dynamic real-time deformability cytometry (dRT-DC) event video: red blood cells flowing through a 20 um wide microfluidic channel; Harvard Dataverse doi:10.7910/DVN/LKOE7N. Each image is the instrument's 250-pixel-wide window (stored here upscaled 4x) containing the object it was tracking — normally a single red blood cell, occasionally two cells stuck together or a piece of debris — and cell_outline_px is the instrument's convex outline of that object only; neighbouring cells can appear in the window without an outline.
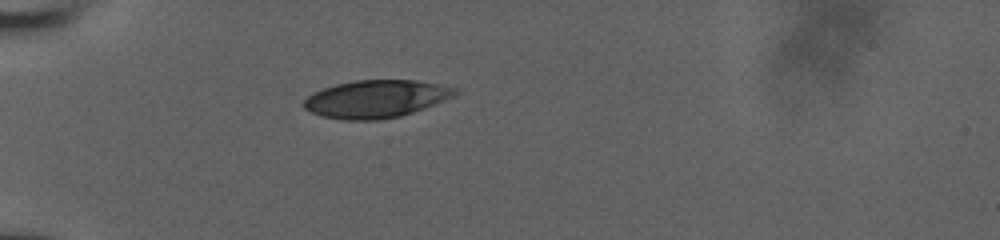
{"species": "human", "species_latin": "Homo sapiens", "temperature_condition": "room temperature", "stored_images_in_passage": 46, "camera_frame_rate_fps": 3000, "um_per_image_px": 0.085, "donor": {"sex": "male"}, "frame": {"image": 1, "passage_image": 1, "time_ms": 0.0, "image_size_px": [1000, 240], "cell_outline_px": [[460, 92], [444, 100], [424, 108], [400, 116], [376, 120], [344, 120], [320, 116], [304, 108], [304, 100], [312, 92], [336, 84], [356, 80], [416, 80], [460, 88]], "centroid_in_image_um": [31.96, 8.4], "position_along_channel_um": 53.0, "area_um2": 33.12}}
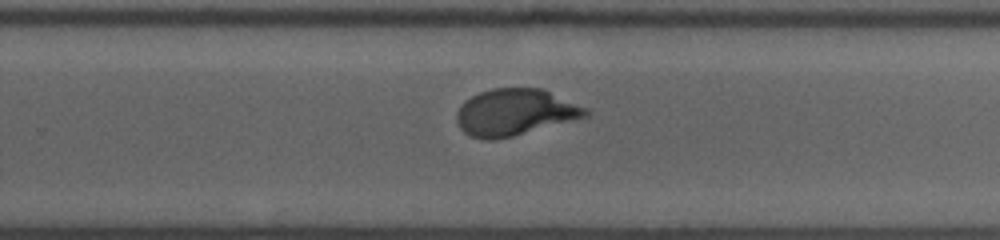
{"frame": {"image": 2, "passage_image": 23, "time_ms": 6.667, "image_size_px": [1000, 240], "cell_outline_px": [[592, 112], [588, 116], [512, 136], [492, 140], [488, 140], [472, 136], [464, 132], [460, 128], [456, 120], [456, 112], [460, 104], [472, 96], [480, 92], [492, 88], [540, 88], [588, 108]], "centroid_in_image_um": [43.76, 9.54], "position_along_channel_um": 286.0, "area_um2": 34.8}}
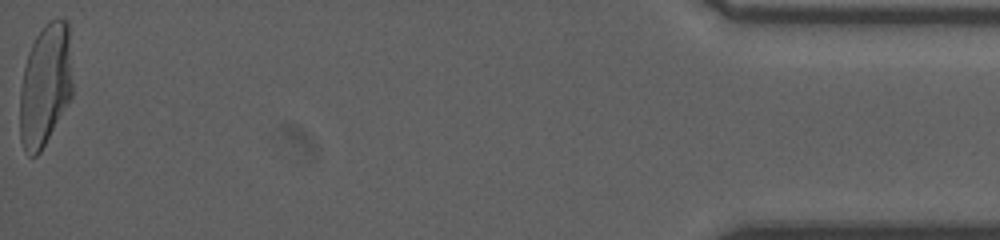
{"frame": {"image": 3, "passage_image": 46, "time_ms": 12.667, "image_size_px": [1000, 240], "cell_outline_px": [[72, 96], [40, 152], [36, 156], [28, 156], [24, 152], [20, 140], [20, 88], [24, 68], [28, 52], [36, 36], [44, 24], [48, 20], [64, 20], [68, 24], [72, 84]], "centroid_in_image_um": [3.82, 7.27], "position_along_channel_um": 431.4, "area_um2": 37.4}, "authors_computed_cell_mechanics": {"area_um2": 35.4314, "velocity_mm_per_s": 3.8465, "shape_relaxation_time_tau1_ms": 4.6662, "shape_relaxation_time_tau2_ms": null, "deformation_change_tau1": 0.2066, "deformation_change_tau2": null}}